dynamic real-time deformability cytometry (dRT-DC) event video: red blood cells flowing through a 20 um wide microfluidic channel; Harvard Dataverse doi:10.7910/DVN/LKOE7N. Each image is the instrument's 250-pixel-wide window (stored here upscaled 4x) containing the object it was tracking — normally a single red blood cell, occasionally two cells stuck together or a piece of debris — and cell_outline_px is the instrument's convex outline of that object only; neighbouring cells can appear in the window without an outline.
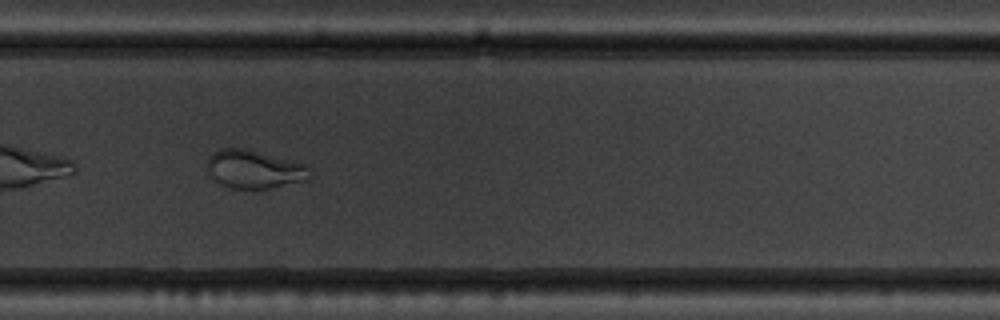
{"species": "common noctule bat (a hibernating species)", "species_latin": "Nyctalus noctula", "temperature_condition": "warm", "stored_images_in_passage": 53, "camera_frame_rate_fps": 3000, "um_per_image_px": 0.085, "animal": {"sex": "male", "body_mass_g": 19.5, "forearm_length_mm": 54.6}, "frame": {"image": 1, "passage_image": 38, "time_ms": 12.333, "image_size_px": [1000, 320], "cell_outline_px": [[312, 176], [308, 180], [268, 188], [244, 192], [220, 184], [212, 176], [208, 168], [208, 156], [212, 152], [220, 148], [244, 148], [308, 164], [312, 168]], "centroid_in_image_um": [21.66, 14.41], "position_along_channel_um": 308.1, "area_um2": 23.52}}